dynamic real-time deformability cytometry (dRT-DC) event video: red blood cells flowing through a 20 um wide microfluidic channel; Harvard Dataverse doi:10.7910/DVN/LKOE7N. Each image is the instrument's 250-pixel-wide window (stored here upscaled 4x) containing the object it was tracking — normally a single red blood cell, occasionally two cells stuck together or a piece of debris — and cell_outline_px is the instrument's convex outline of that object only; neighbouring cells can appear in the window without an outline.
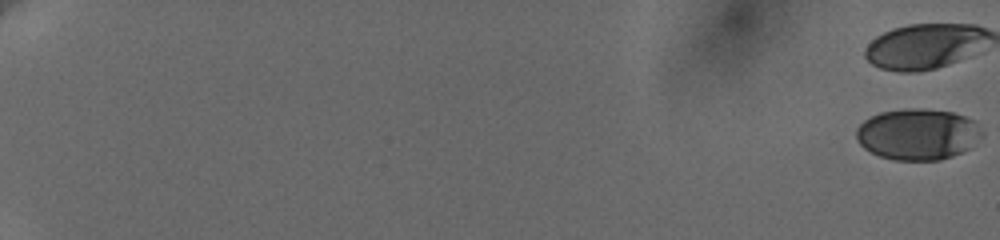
{"species": "human", "species_latin": "Homo sapiens", "temperature_condition": "cold", "stored_images_in_passage": 61, "camera_frame_rate_fps": 3000, "um_per_image_px": 0.085, "donor": {"sex": "female"}, "frame": {"image": 1, "passage_image": 1, "time_ms": 0.0, "image_size_px": [1000, 240], "cell_outline_px": [[976, 124], [968, 148], [952, 156], [940, 160], [892, 160], [880, 156], [864, 148], [856, 140], [856, 128], [864, 120], [880, 112], [904, 108], [920, 108], [952, 112], [976, 120]], "centroid_in_image_um": [77.85, 11.4], "position_along_channel_um": 7.1, "area_um2": 36.53}}